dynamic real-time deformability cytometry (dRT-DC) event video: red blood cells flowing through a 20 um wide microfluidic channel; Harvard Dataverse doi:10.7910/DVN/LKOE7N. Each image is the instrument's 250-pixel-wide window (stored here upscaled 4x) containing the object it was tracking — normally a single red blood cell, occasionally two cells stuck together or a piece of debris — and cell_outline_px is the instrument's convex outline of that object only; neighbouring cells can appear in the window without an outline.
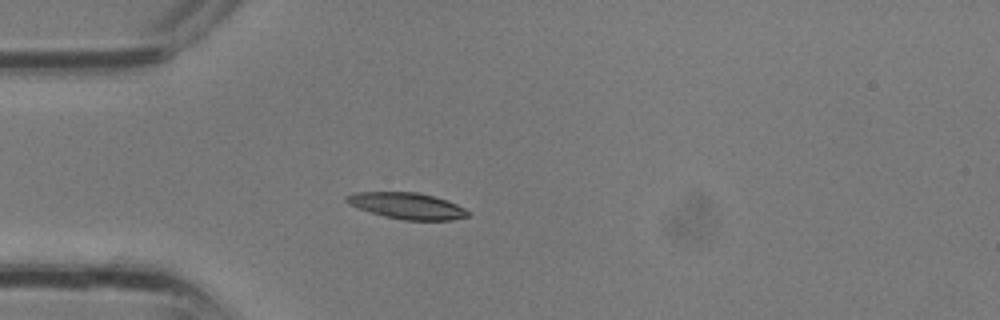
{"species": "common noctule bat (a hibernating species)", "species_latin": "Nyctalus noctula", "temperature_condition": "room temperature", "stored_images_in_passage": 3, "camera_frame_rate_fps": 3000, "um_per_image_px": 0.085, "animal": {"sex": "male", "body_mass_g": 13.3}, "frame": {"image": 1, "passage_image": 3, "time_ms": 0.667, "image_size_px": [1000, 320], "cell_outline_px": [[472, 216], [452, 220], [404, 220], [384, 216], [348, 204], [344, 200], [344, 196], [352, 192], [416, 192], [448, 200], [472, 212]], "centroid_in_image_um": [34.63, 17.49], "position_along_channel_um": 50.4, "area_um2": 18.73}}